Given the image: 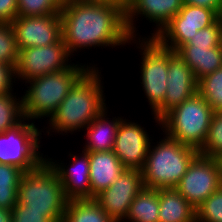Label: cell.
<instances>
[{
    "label": "cell",
    "mask_w": 222,
    "mask_h": 222,
    "mask_svg": "<svg viewBox=\"0 0 222 222\" xmlns=\"http://www.w3.org/2000/svg\"><path fill=\"white\" fill-rule=\"evenodd\" d=\"M62 38L71 56L81 49L133 45L126 27L125 10L108 2H72L61 11ZM75 53V54H74Z\"/></svg>",
    "instance_id": "cell-1"
},
{
    "label": "cell",
    "mask_w": 222,
    "mask_h": 222,
    "mask_svg": "<svg viewBox=\"0 0 222 222\" xmlns=\"http://www.w3.org/2000/svg\"><path fill=\"white\" fill-rule=\"evenodd\" d=\"M99 69V70H98ZM101 68L91 67L72 87L46 124L48 136L75 134L84 129L105 109V86ZM48 128V129H47ZM75 132V133H74ZM50 134V135H49Z\"/></svg>",
    "instance_id": "cell-2"
},
{
    "label": "cell",
    "mask_w": 222,
    "mask_h": 222,
    "mask_svg": "<svg viewBox=\"0 0 222 222\" xmlns=\"http://www.w3.org/2000/svg\"><path fill=\"white\" fill-rule=\"evenodd\" d=\"M91 67H97V64H79L76 61L64 70L26 81L27 90L22 95L25 119L33 123L36 119L49 120L72 87Z\"/></svg>",
    "instance_id": "cell-3"
},
{
    "label": "cell",
    "mask_w": 222,
    "mask_h": 222,
    "mask_svg": "<svg viewBox=\"0 0 222 222\" xmlns=\"http://www.w3.org/2000/svg\"><path fill=\"white\" fill-rule=\"evenodd\" d=\"M156 143L151 141L142 172L145 188H176L193 159L199 154L196 149L180 144L165 133ZM155 144V145H153Z\"/></svg>",
    "instance_id": "cell-4"
},
{
    "label": "cell",
    "mask_w": 222,
    "mask_h": 222,
    "mask_svg": "<svg viewBox=\"0 0 222 222\" xmlns=\"http://www.w3.org/2000/svg\"><path fill=\"white\" fill-rule=\"evenodd\" d=\"M67 202L60 179L46 161L23 173L17 203L25 211L46 212L55 222H62Z\"/></svg>",
    "instance_id": "cell-5"
},
{
    "label": "cell",
    "mask_w": 222,
    "mask_h": 222,
    "mask_svg": "<svg viewBox=\"0 0 222 222\" xmlns=\"http://www.w3.org/2000/svg\"><path fill=\"white\" fill-rule=\"evenodd\" d=\"M214 111L196 92L160 119V128L180 144L200 151L208 134Z\"/></svg>",
    "instance_id": "cell-6"
},
{
    "label": "cell",
    "mask_w": 222,
    "mask_h": 222,
    "mask_svg": "<svg viewBox=\"0 0 222 222\" xmlns=\"http://www.w3.org/2000/svg\"><path fill=\"white\" fill-rule=\"evenodd\" d=\"M131 43L136 44L141 55L139 79L152 114L164 102L168 59L174 51L163 47L155 38H131Z\"/></svg>",
    "instance_id": "cell-7"
},
{
    "label": "cell",
    "mask_w": 222,
    "mask_h": 222,
    "mask_svg": "<svg viewBox=\"0 0 222 222\" xmlns=\"http://www.w3.org/2000/svg\"><path fill=\"white\" fill-rule=\"evenodd\" d=\"M42 132L43 129L25 119L15 128L0 134V163L15 165L24 172L39 167L46 158L39 151Z\"/></svg>",
    "instance_id": "cell-8"
},
{
    "label": "cell",
    "mask_w": 222,
    "mask_h": 222,
    "mask_svg": "<svg viewBox=\"0 0 222 222\" xmlns=\"http://www.w3.org/2000/svg\"><path fill=\"white\" fill-rule=\"evenodd\" d=\"M71 58L74 57L68 53L63 38L47 46L21 49L15 67L16 80L25 83L49 73L59 72L73 63Z\"/></svg>",
    "instance_id": "cell-9"
},
{
    "label": "cell",
    "mask_w": 222,
    "mask_h": 222,
    "mask_svg": "<svg viewBox=\"0 0 222 222\" xmlns=\"http://www.w3.org/2000/svg\"><path fill=\"white\" fill-rule=\"evenodd\" d=\"M222 186L219 161L198 154L176 186V190L197 208Z\"/></svg>",
    "instance_id": "cell-10"
},
{
    "label": "cell",
    "mask_w": 222,
    "mask_h": 222,
    "mask_svg": "<svg viewBox=\"0 0 222 222\" xmlns=\"http://www.w3.org/2000/svg\"><path fill=\"white\" fill-rule=\"evenodd\" d=\"M220 15L213 9L183 4L180 11L154 38L165 48L176 52L197 31L212 25Z\"/></svg>",
    "instance_id": "cell-11"
},
{
    "label": "cell",
    "mask_w": 222,
    "mask_h": 222,
    "mask_svg": "<svg viewBox=\"0 0 222 222\" xmlns=\"http://www.w3.org/2000/svg\"><path fill=\"white\" fill-rule=\"evenodd\" d=\"M143 188L142 172L136 169H125L107 189L94 199L114 222H123L130 204Z\"/></svg>",
    "instance_id": "cell-12"
},
{
    "label": "cell",
    "mask_w": 222,
    "mask_h": 222,
    "mask_svg": "<svg viewBox=\"0 0 222 222\" xmlns=\"http://www.w3.org/2000/svg\"><path fill=\"white\" fill-rule=\"evenodd\" d=\"M11 25L19 51L27 47L54 44L62 38L60 13L45 16H17Z\"/></svg>",
    "instance_id": "cell-13"
},
{
    "label": "cell",
    "mask_w": 222,
    "mask_h": 222,
    "mask_svg": "<svg viewBox=\"0 0 222 222\" xmlns=\"http://www.w3.org/2000/svg\"><path fill=\"white\" fill-rule=\"evenodd\" d=\"M198 92V80L191 68L174 52L168 59L167 90L164 102L151 114L160 127V119L171 109Z\"/></svg>",
    "instance_id": "cell-14"
},
{
    "label": "cell",
    "mask_w": 222,
    "mask_h": 222,
    "mask_svg": "<svg viewBox=\"0 0 222 222\" xmlns=\"http://www.w3.org/2000/svg\"><path fill=\"white\" fill-rule=\"evenodd\" d=\"M136 121L132 122L126 118L120 121L112 151L126 169L141 171L145 165L150 141L153 139L147 130Z\"/></svg>",
    "instance_id": "cell-15"
},
{
    "label": "cell",
    "mask_w": 222,
    "mask_h": 222,
    "mask_svg": "<svg viewBox=\"0 0 222 222\" xmlns=\"http://www.w3.org/2000/svg\"><path fill=\"white\" fill-rule=\"evenodd\" d=\"M183 4V0H130L125 10V22L129 35L132 38H142V35L137 32L139 30L135 22L144 16L143 18L147 21L156 24L153 32L150 33L151 36L145 34V38H154L180 11Z\"/></svg>",
    "instance_id": "cell-16"
},
{
    "label": "cell",
    "mask_w": 222,
    "mask_h": 222,
    "mask_svg": "<svg viewBox=\"0 0 222 222\" xmlns=\"http://www.w3.org/2000/svg\"><path fill=\"white\" fill-rule=\"evenodd\" d=\"M74 153L75 152L72 153L71 151L70 154L67 155L68 157L70 156L72 160L68 165L64 161H61V159L57 161L49 158L48 155H45L47 156L45 161L60 179L64 195L68 201L91 199L88 152L82 150V153H79L80 155Z\"/></svg>",
    "instance_id": "cell-17"
},
{
    "label": "cell",
    "mask_w": 222,
    "mask_h": 222,
    "mask_svg": "<svg viewBox=\"0 0 222 222\" xmlns=\"http://www.w3.org/2000/svg\"><path fill=\"white\" fill-rule=\"evenodd\" d=\"M91 199L107 189L126 169L115 153L110 151L88 152Z\"/></svg>",
    "instance_id": "cell-18"
},
{
    "label": "cell",
    "mask_w": 222,
    "mask_h": 222,
    "mask_svg": "<svg viewBox=\"0 0 222 222\" xmlns=\"http://www.w3.org/2000/svg\"><path fill=\"white\" fill-rule=\"evenodd\" d=\"M108 105L86 128L85 141L82 150L85 152L113 150L116 131L123 116L109 118ZM110 119V120H109Z\"/></svg>",
    "instance_id": "cell-19"
},
{
    "label": "cell",
    "mask_w": 222,
    "mask_h": 222,
    "mask_svg": "<svg viewBox=\"0 0 222 222\" xmlns=\"http://www.w3.org/2000/svg\"><path fill=\"white\" fill-rule=\"evenodd\" d=\"M176 52L191 68L197 80L222 67L221 46L182 45Z\"/></svg>",
    "instance_id": "cell-20"
},
{
    "label": "cell",
    "mask_w": 222,
    "mask_h": 222,
    "mask_svg": "<svg viewBox=\"0 0 222 222\" xmlns=\"http://www.w3.org/2000/svg\"><path fill=\"white\" fill-rule=\"evenodd\" d=\"M159 222H196V208L175 188L159 189Z\"/></svg>",
    "instance_id": "cell-21"
},
{
    "label": "cell",
    "mask_w": 222,
    "mask_h": 222,
    "mask_svg": "<svg viewBox=\"0 0 222 222\" xmlns=\"http://www.w3.org/2000/svg\"><path fill=\"white\" fill-rule=\"evenodd\" d=\"M159 222L158 189L143 188L130 204L123 222Z\"/></svg>",
    "instance_id": "cell-22"
},
{
    "label": "cell",
    "mask_w": 222,
    "mask_h": 222,
    "mask_svg": "<svg viewBox=\"0 0 222 222\" xmlns=\"http://www.w3.org/2000/svg\"><path fill=\"white\" fill-rule=\"evenodd\" d=\"M62 222H114L95 199L70 200Z\"/></svg>",
    "instance_id": "cell-23"
},
{
    "label": "cell",
    "mask_w": 222,
    "mask_h": 222,
    "mask_svg": "<svg viewBox=\"0 0 222 222\" xmlns=\"http://www.w3.org/2000/svg\"><path fill=\"white\" fill-rule=\"evenodd\" d=\"M23 173L15 165L0 163V208L11 210L17 204L18 187Z\"/></svg>",
    "instance_id": "cell-24"
},
{
    "label": "cell",
    "mask_w": 222,
    "mask_h": 222,
    "mask_svg": "<svg viewBox=\"0 0 222 222\" xmlns=\"http://www.w3.org/2000/svg\"><path fill=\"white\" fill-rule=\"evenodd\" d=\"M24 120L22 96L18 97L17 94L16 97V92L0 95V134L15 128Z\"/></svg>",
    "instance_id": "cell-25"
},
{
    "label": "cell",
    "mask_w": 222,
    "mask_h": 222,
    "mask_svg": "<svg viewBox=\"0 0 222 222\" xmlns=\"http://www.w3.org/2000/svg\"><path fill=\"white\" fill-rule=\"evenodd\" d=\"M198 93L214 112L222 111V67L198 80Z\"/></svg>",
    "instance_id": "cell-26"
},
{
    "label": "cell",
    "mask_w": 222,
    "mask_h": 222,
    "mask_svg": "<svg viewBox=\"0 0 222 222\" xmlns=\"http://www.w3.org/2000/svg\"><path fill=\"white\" fill-rule=\"evenodd\" d=\"M199 154L216 160L222 157V111L214 112L206 140Z\"/></svg>",
    "instance_id": "cell-27"
},
{
    "label": "cell",
    "mask_w": 222,
    "mask_h": 222,
    "mask_svg": "<svg viewBox=\"0 0 222 222\" xmlns=\"http://www.w3.org/2000/svg\"><path fill=\"white\" fill-rule=\"evenodd\" d=\"M18 16H45L60 13L63 0H17Z\"/></svg>",
    "instance_id": "cell-28"
},
{
    "label": "cell",
    "mask_w": 222,
    "mask_h": 222,
    "mask_svg": "<svg viewBox=\"0 0 222 222\" xmlns=\"http://www.w3.org/2000/svg\"><path fill=\"white\" fill-rule=\"evenodd\" d=\"M19 50L11 23H0V62L17 65Z\"/></svg>",
    "instance_id": "cell-29"
},
{
    "label": "cell",
    "mask_w": 222,
    "mask_h": 222,
    "mask_svg": "<svg viewBox=\"0 0 222 222\" xmlns=\"http://www.w3.org/2000/svg\"><path fill=\"white\" fill-rule=\"evenodd\" d=\"M196 222H222V186L196 208Z\"/></svg>",
    "instance_id": "cell-30"
},
{
    "label": "cell",
    "mask_w": 222,
    "mask_h": 222,
    "mask_svg": "<svg viewBox=\"0 0 222 222\" xmlns=\"http://www.w3.org/2000/svg\"><path fill=\"white\" fill-rule=\"evenodd\" d=\"M222 38V19L219 17L212 25L204 27L185 45L191 46H220Z\"/></svg>",
    "instance_id": "cell-31"
},
{
    "label": "cell",
    "mask_w": 222,
    "mask_h": 222,
    "mask_svg": "<svg viewBox=\"0 0 222 222\" xmlns=\"http://www.w3.org/2000/svg\"><path fill=\"white\" fill-rule=\"evenodd\" d=\"M11 218L12 222H55L46 212L25 211L20 203L11 209Z\"/></svg>",
    "instance_id": "cell-32"
},
{
    "label": "cell",
    "mask_w": 222,
    "mask_h": 222,
    "mask_svg": "<svg viewBox=\"0 0 222 222\" xmlns=\"http://www.w3.org/2000/svg\"><path fill=\"white\" fill-rule=\"evenodd\" d=\"M16 80L15 66L0 62V95L13 93Z\"/></svg>",
    "instance_id": "cell-33"
},
{
    "label": "cell",
    "mask_w": 222,
    "mask_h": 222,
    "mask_svg": "<svg viewBox=\"0 0 222 222\" xmlns=\"http://www.w3.org/2000/svg\"><path fill=\"white\" fill-rule=\"evenodd\" d=\"M17 16V0H0V23H11Z\"/></svg>",
    "instance_id": "cell-34"
},
{
    "label": "cell",
    "mask_w": 222,
    "mask_h": 222,
    "mask_svg": "<svg viewBox=\"0 0 222 222\" xmlns=\"http://www.w3.org/2000/svg\"><path fill=\"white\" fill-rule=\"evenodd\" d=\"M183 2L184 4L213 9L219 15L222 8V0H183Z\"/></svg>",
    "instance_id": "cell-35"
},
{
    "label": "cell",
    "mask_w": 222,
    "mask_h": 222,
    "mask_svg": "<svg viewBox=\"0 0 222 222\" xmlns=\"http://www.w3.org/2000/svg\"><path fill=\"white\" fill-rule=\"evenodd\" d=\"M0 222H12L11 210L0 208Z\"/></svg>",
    "instance_id": "cell-36"
},
{
    "label": "cell",
    "mask_w": 222,
    "mask_h": 222,
    "mask_svg": "<svg viewBox=\"0 0 222 222\" xmlns=\"http://www.w3.org/2000/svg\"><path fill=\"white\" fill-rule=\"evenodd\" d=\"M95 1L116 4L120 7H122L124 10H126L130 0H95Z\"/></svg>",
    "instance_id": "cell-37"
},
{
    "label": "cell",
    "mask_w": 222,
    "mask_h": 222,
    "mask_svg": "<svg viewBox=\"0 0 222 222\" xmlns=\"http://www.w3.org/2000/svg\"><path fill=\"white\" fill-rule=\"evenodd\" d=\"M86 1H95V0H63L64 4L72 2H86Z\"/></svg>",
    "instance_id": "cell-38"
},
{
    "label": "cell",
    "mask_w": 222,
    "mask_h": 222,
    "mask_svg": "<svg viewBox=\"0 0 222 222\" xmlns=\"http://www.w3.org/2000/svg\"><path fill=\"white\" fill-rule=\"evenodd\" d=\"M219 164H220V168H221V182H222V157L220 159H218Z\"/></svg>",
    "instance_id": "cell-39"
},
{
    "label": "cell",
    "mask_w": 222,
    "mask_h": 222,
    "mask_svg": "<svg viewBox=\"0 0 222 222\" xmlns=\"http://www.w3.org/2000/svg\"><path fill=\"white\" fill-rule=\"evenodd\" d=\"M220 18L222 19V8H221V11H220Z\"/></svg>",
    "instance_id": "cell-40"
}]
</instances>
